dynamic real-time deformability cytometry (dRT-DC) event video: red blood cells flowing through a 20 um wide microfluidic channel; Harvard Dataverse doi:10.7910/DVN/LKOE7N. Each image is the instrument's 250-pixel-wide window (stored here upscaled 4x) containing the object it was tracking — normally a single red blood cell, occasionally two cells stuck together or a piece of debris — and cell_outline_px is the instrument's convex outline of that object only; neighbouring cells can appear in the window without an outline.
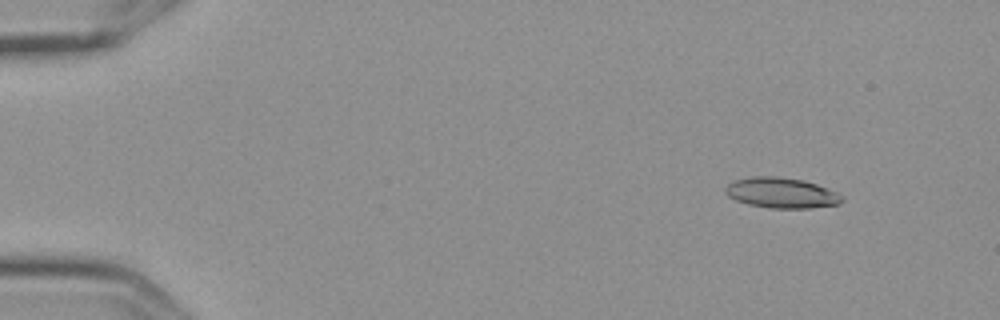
{"species": "Egyptian fruit bat (a non-hibernating species)", "species_latin": "Rousettus aegyptiacus", "temperature_condition": "cold", "stored_images_in_passage": 15, "camera_frame_rate_fps": 3000, "um_per_image_px": 0.085, "frame": {"image": 1, "passage_image": 2, "time_ms": 0.333, "image_size_px": [1000, 320], "cell_outline_px": [[844, 200], [840, 204], [812, 208], [768, 208], [748, 204], [736, 200], [728, 196], [724, 192], [724, 188], [732, 180], [752, 176], [776, 176], [804, 180], [828, 188], [844, 196]], "centroid_in_image_um": [66.42, 16.39], "position_along_channel_um": 18.6, "area_um2": 20.98}}
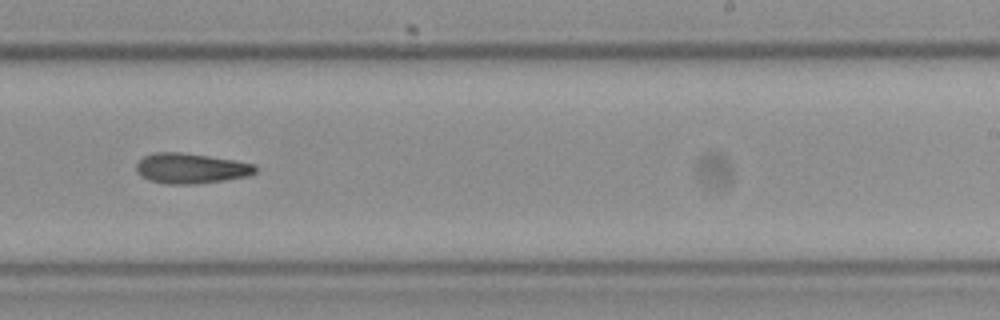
{"frame": {"image": 2, "passage_image": 10, "time_ms": 3.0, "image_size_px": [1000, 320], "cell_outline_px": [[256, 172], [248, 176], [224, 180], [192, 184], [168, 184], [148, 180], [140, 176], [136, 172], [136, 164], [144, 156], [156, 152], [180, 152], [236, 160], [256, 164]], "centroid_in_image_um": [16.22, 14.31], "position_along_channel_um": 272.8, "area_um2": 21.04}}
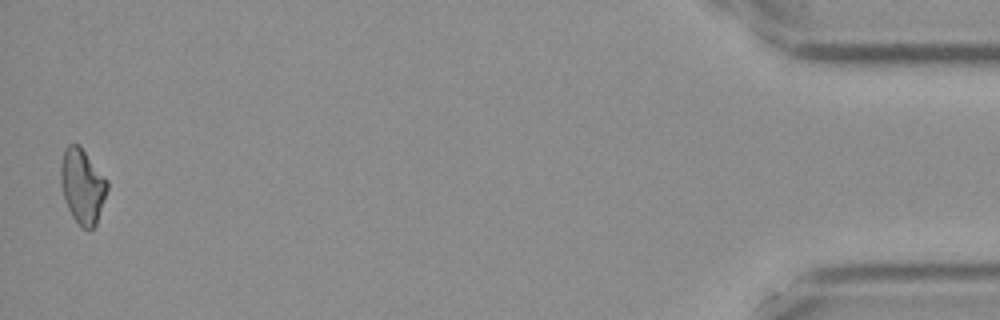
{"frame": {"image": 3, "passage_image": 15, "time_ms": 4.667, "image_size_px": [1000, 320], "cell_outline_px": [[108, 188], [96, 224], [88, 232], [80, 228], [72, 216], [68, 208], [60, 184], [60, 168], [64, 148], [68, 144], [80, 144], [108, 180]], "centroid_in_image_um": [7.0, 15.81], "position_along_channel_um": 428.2, "area_um2": 20.58}}